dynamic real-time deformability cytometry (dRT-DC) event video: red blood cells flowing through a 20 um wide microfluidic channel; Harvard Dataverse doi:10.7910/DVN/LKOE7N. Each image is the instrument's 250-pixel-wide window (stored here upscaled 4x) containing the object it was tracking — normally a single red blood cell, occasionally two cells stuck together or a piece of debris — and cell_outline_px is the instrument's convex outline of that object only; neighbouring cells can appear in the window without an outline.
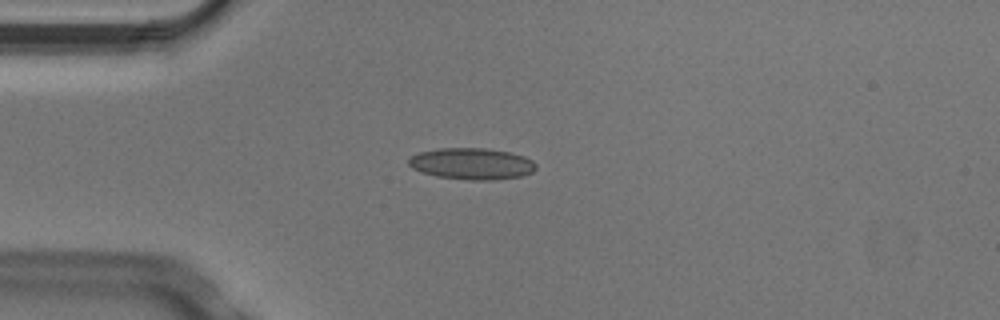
{"species": "Egyptian fruit bat (a non-hibernating species)", "species_latin": "Rousettus aegyptiacus", "temperature_condition": "cold", "stored_images_in_passage": 5, "camera_frame_rate_fps": 3000, "um_per_image_px": 0.085, "animal": {"sex": "male"}, "frame": {"image": 1, "passage_image": 4, "time_ms": 1.0, "image_size_px": [1000, 320], "cell_outline_px": [[536, 168], [532, 172], [520, 176], [492, 180], [468, 180], [436, 176], [420, 172], [412, 168], [408, 164], [408, 156], [420, 152], [436, 148], [488, 148], [508, 152], [524, 156], [532, 160], [536, 164]], "centroid_in_image_um": [40.06, 13.91], "position_along_channel_um": 44.9, "area_um2": 23.52}}